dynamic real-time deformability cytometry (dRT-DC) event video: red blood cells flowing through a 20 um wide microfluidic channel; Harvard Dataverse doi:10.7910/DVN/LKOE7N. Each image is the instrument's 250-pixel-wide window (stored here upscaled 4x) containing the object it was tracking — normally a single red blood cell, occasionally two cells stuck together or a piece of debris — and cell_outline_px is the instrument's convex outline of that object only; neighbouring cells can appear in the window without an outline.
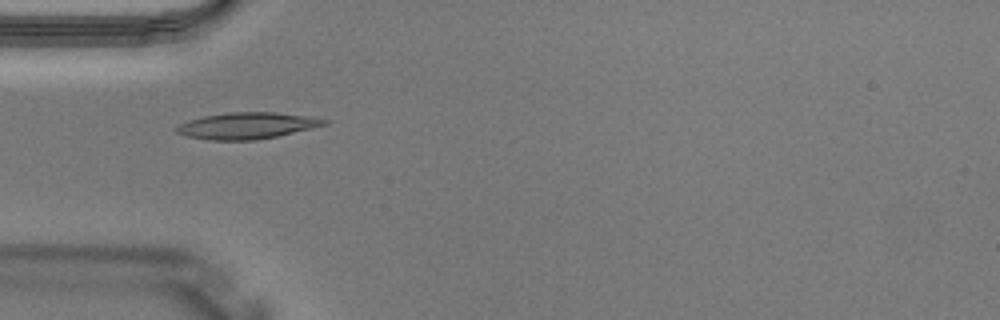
{"species": "Egyptian fruit bat (a non-hibernating species)", "species_latin": "Rousettus aegyptiacus", "temperature_condition": "warm", "stored_images_in_passage": 2, "camera_frame_rate_fps": 3000, "um_per_image_px": 0.085, "animal": {"sex": "male"}, "frame": {"image": 1, "passage_image": 1, "time_ms": 0.0, "image_size_px": [1000, 320], "cell_outline_px": [[332, 120], [328, 124], [312, 128], [276, 136], [256, 140], [208, 140], [184, 136], [176, 132], [176, 128], [180, 124], [188, 120], [204, 116], [228, 112], [272, 112], [304, 116]], "centroid_in_image_um": [20.97, 10.68], "position_along_channel_um": 64.0, "area_um2": 22.66}}